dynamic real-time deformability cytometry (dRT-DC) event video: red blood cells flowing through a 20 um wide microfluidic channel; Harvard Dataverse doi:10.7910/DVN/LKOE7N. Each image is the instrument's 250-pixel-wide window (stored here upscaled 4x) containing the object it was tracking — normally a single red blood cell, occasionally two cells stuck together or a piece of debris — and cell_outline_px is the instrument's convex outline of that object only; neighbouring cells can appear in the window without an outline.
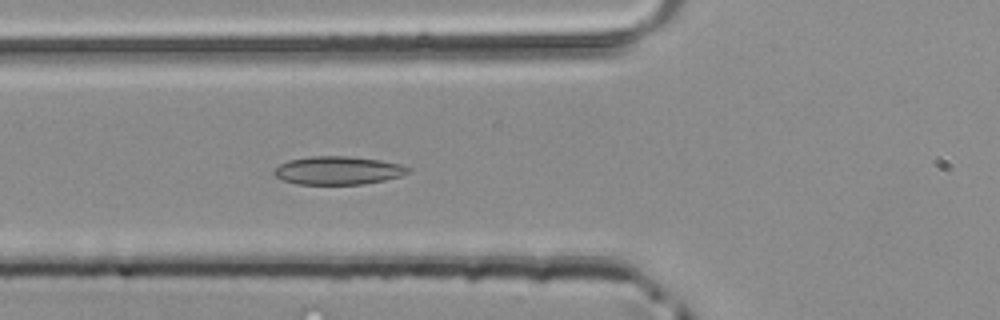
{"species": "common noctule bat (a hibernating species)", "species_latin": "Nyctalus noctula", "temperature_condition": "room temperature", "stored_images_in_passage": 40, "camera_frame_rate_fps": 3000, "um_per_image_px": 0.085, "animal": {"sex": "male", "body_mass_g": 20.4}, "frame": {"image": 1, "passage_image": 9, "time_ms": 2.667, "image_size_px": [1000, 320], "cell_outline_px": [[412, 172], [400, 176], [384, 180], [364, 184], [296, 184], [284, 180], [276, 176], [272, 172], [280, 164], [288, 160], [312, 156], [344, 156], [380, 160], [400, 164], [412, 168]], "centroid_in_image_um": [28.76, 14.49], "position_along_channel_um": 97.0, "area_um2": 22.02}}
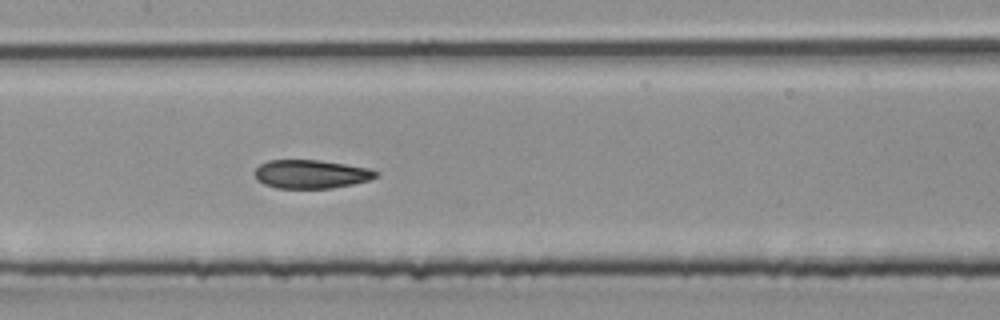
{"frame": {"image": 2, "passage_image": 15, "time_ms": 4.667, "image_size_px": [1000, 320], "cell_outline_px": [[380, 172], [376, 176], [368, 180], [352, 184], [332, 188], [276, 188], [264, 184], [256, 180], [256, 168], [260, 164], [268, 160], [320, 160], [368, 168]], "centroid_in_image_um": [26.42, 14.8], "position_along_channel_um": 181.0, "area_um2": 20.06}}
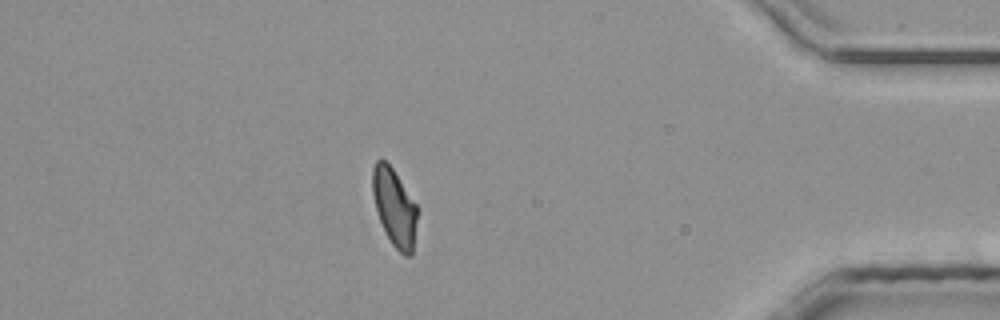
{"frame": {"image": 3, "passage_image": 34, "time_ms": 11.0, "image_size_px": [1000, 320], "cell_outline_px": [[416, 220], [412, 256], [404, 256], [392, 244], [376, 212], [372, 192], [372, 168], [376, 160], [384, 160], [392, 168], [416, 204]], "centroid_in_image_um": [33.5, 17.62], "position_along_channel_um": 401.7, "area_um2": 19.83}}